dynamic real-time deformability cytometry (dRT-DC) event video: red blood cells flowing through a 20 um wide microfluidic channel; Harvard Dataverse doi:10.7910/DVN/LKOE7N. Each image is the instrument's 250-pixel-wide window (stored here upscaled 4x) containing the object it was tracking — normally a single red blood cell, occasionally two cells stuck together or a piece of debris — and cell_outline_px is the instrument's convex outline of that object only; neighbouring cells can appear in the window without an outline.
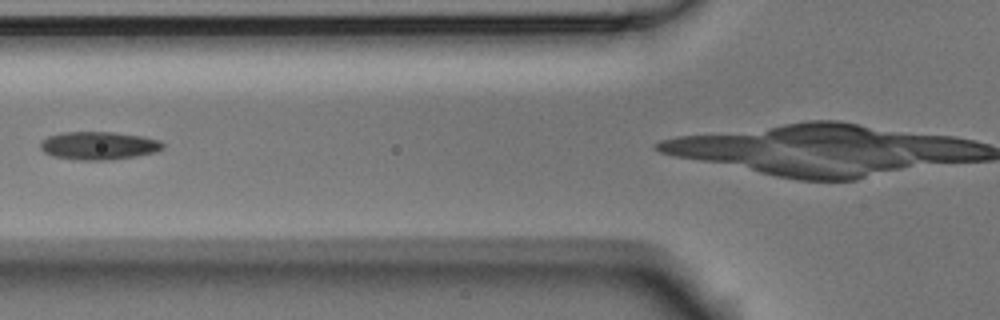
{"species": "Egyptian fruit bat (a non-hibernating species)", "species_latin": "Rousettus aegyptiacus", "temperature_condition": "room temperature", "stored_images_in_passage": 6, "camera_frame_rate_fps": 3000, "um_per_image_px": 0.085, "animal": {"sex": "male"}, "frame": {"image": 1, "passage_image": 4, "time_ms": 1.0, "image_size_px": [1000, 320], "cell_outline_px": [[164, 148], [156, 152], [136, 156], [112, 160], [80, 160], [52, 156], [44, 152], [40, 148], [40, 140], [48, 136], [64, 132], [112, 132], [144, 136], [160, 140], [164, 144]], "centroid_in_image_um": [8.4, 12.38], "position_along_channel_um": 117.4, "area_um2": 20.23}}
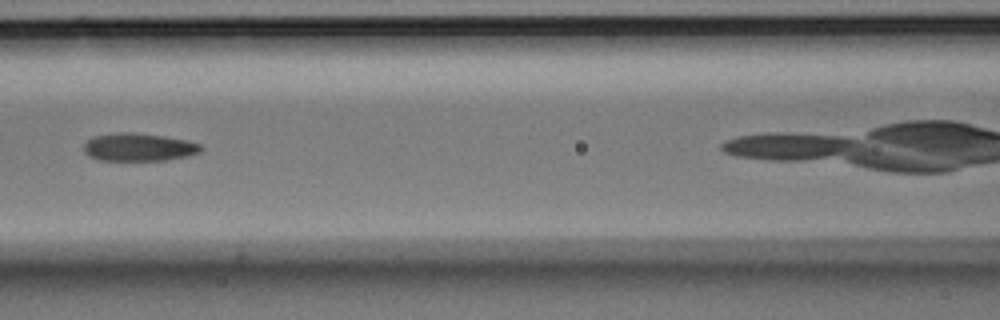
{"frame": {"image": 2, "passage_image": 5, "time_ms": 1.333, "image_size_px": [1000, 320], "cell_outline_px": [[204, 148], [200, 152], [188, 156], [164, 160], [100, 160], [88, 156], [84, 152], [84, 144], [92, 136], [116, 132], [136, 132], [164, 136], [188, 140], [200, 144]], "centroid_in_image_um": [11.79, 12.49], "position_along_channel_um": 154.8, "area_um2": 19.25}}